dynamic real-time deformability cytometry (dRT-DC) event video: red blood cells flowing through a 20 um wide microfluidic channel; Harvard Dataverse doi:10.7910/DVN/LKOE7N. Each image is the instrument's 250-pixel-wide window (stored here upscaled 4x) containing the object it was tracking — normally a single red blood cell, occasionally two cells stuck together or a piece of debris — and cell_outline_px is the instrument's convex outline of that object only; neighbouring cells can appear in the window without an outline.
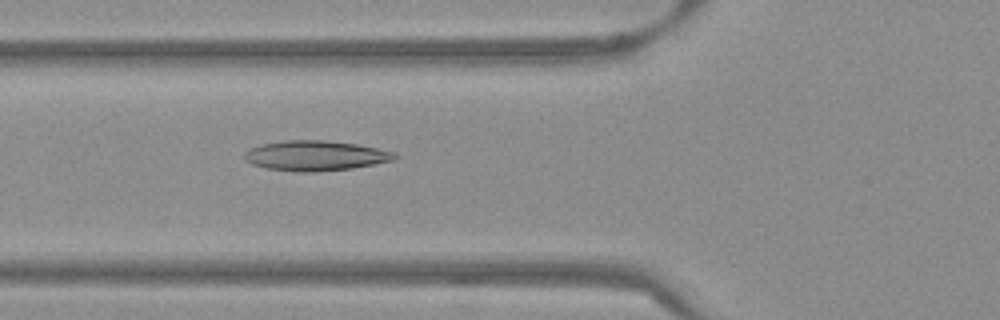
{"species": "Egyptian fruit bat (a non-hibernating species)", "species_latin": "Rousettus aegyptiacus", "temperature_condition": "warm", "stored_images_in_passage": 53, "camera_frame_rate_fps": 3000, "um_per_image_px": 0.085, "frame": {"image": 1, "passage_image": 20, "time_ms": 6.333, "image_size_px": [1000, 320], "cell_outline_px": [[400, 156], [396, 160], [352, 168], [316, 172], [296, 172], [264, 168], [252, 164], [244, 160], [244, 152], [248, 148], [260, 144], [280, 140], [324, 140], [356, 144], [396, 152]], "centroid_in_image_um": [26.79, 13.23], "position_along_channel_um": 99.0, "area_um2": 26.76}}
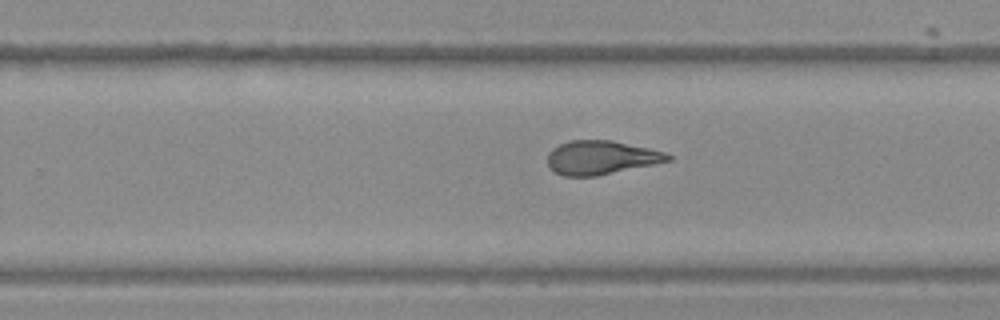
{"frame": {"image": 2, "passage_image": 34, "time_ms": 11.0, "image_size_px": [1000, 320], "cell_outline_px": [[672, 160], [596, 176], [564, 176], [556, 172], [548, 164], [548, 152], [552, 148], [568, 140], [612, 140], [648, 148], [664, 152], [672, 156]], "centroid_in_image_um": [51.08, 13.38], "position_along_channel_um": 278.7, "area_um2": 23.52}}
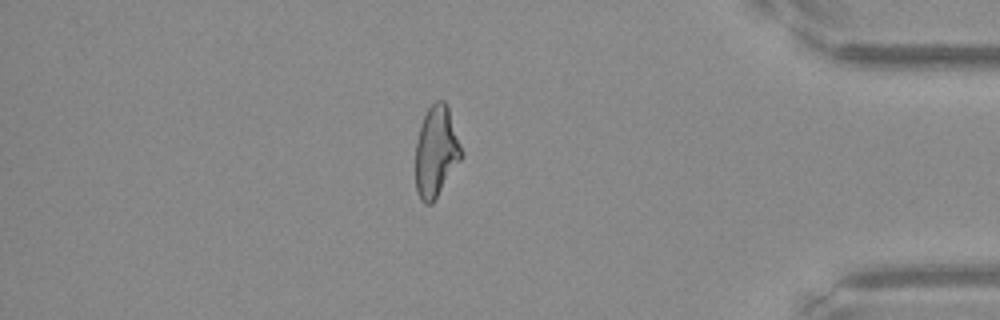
{"frame": {"image": 3, "passage_image": 46, "time_ms": 15.0, "image_size_px": [1000, 320], "cell_outline_px": [[464, 156], [432, 204], [424, 204], [420, 200], [416, 192], [416, 140], [420, 124], [428, 108], [436, 100], [444, 100], [448, 108]], "centroid_in_image_um": [37.06, 12.91], "position_along_channel_um": 398.1, "area_um2": 24.33}, "authors_computed_cell_mechanics": {"area_um2": 25.432, "velocity_mm_per_s": 3.8431, "shape_relaxation_time_tau1_ms": null, "shape_relaxation_time_tau2_ms": 1.8903, "deformation_change_tau1": null, "deformation_change_tau2": 0.1027}}